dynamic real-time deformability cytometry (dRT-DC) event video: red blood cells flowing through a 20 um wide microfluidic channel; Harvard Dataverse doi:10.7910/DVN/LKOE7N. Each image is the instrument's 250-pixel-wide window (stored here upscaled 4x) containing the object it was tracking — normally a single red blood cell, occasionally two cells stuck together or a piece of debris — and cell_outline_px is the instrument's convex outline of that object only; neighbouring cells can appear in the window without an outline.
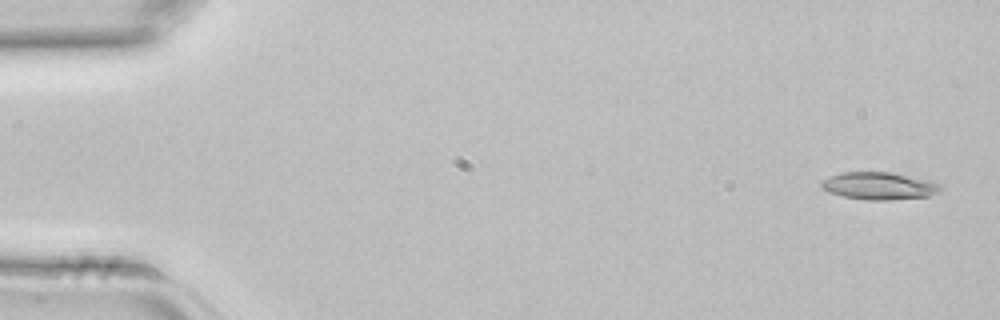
{"species": "common noctule bat (a hibernating species)", "species_latin": "Nyctalus noctula", "temperature_condition": "room temperature", "stored_images_in_passage": 42, "camera_frame_rate_fps": 3000, "um_per_image_px": 0.085, "animal": {"sex": "female", "body_mass_g": 22.7, "forearm_length_mm": 54.2}, "frame": {"image": 1, "passage_image": 1, "time_ms": 0.0, "image_size_px": [1000, 320], "cell_outline_px": [[940, 192], [928, 196], [888, 200], [868, 200], [844, 196], [828, 192], [820, 188], [820, 180], [840, 172], [892, 172], [932, 180], [940, 184]], "centroid_in_image_um": [74.71, 15.79], "position_along_channel_um": 10.3, "area_um2": 19.25}}
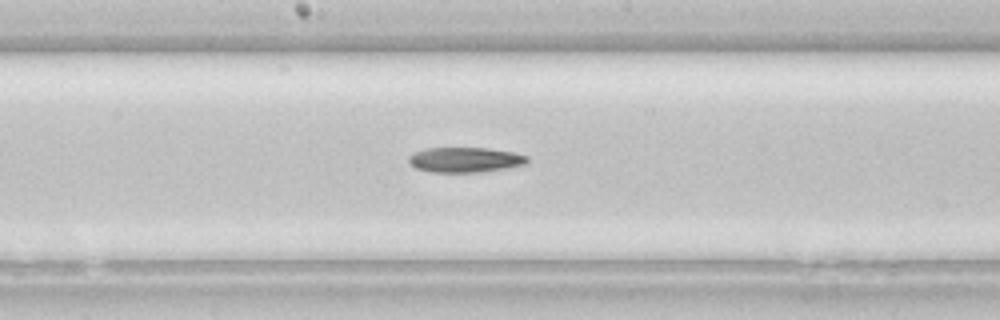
{"frame": {"image": 2, "passage_image": 22, "time_ms": 7.0, "image_size_px": [1000, 320], "cell_outline_px": [[528, 164], [480, 172], [432, 172], [416, 168], [408, 160], [408, 156], [416, 152], [428, 148], [488, 148], [512, 152], [528, 156]], "centroid_in_image_um": [39.56, 13.58], "position_along_channel_um": 208.6, "area_um2": 17.17}}
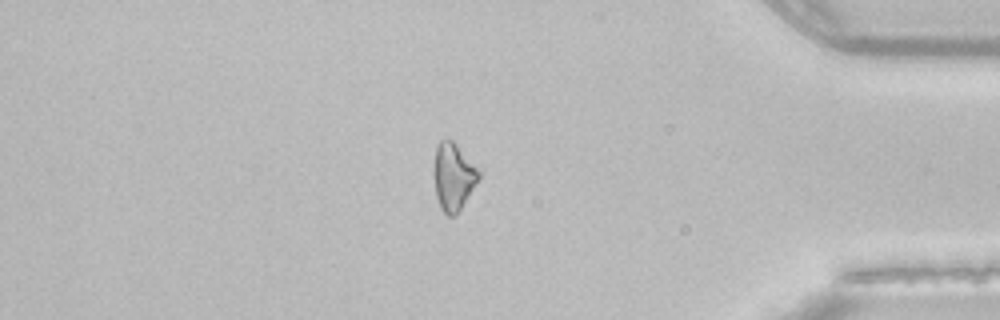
{"frame": {"image": 3, "passage_image": 36, "time_ms": 11.667, "image_size_px": [1000, 320], "cell_outline_px": [[480, 176], [456, 216], [448, 216], [440, 208], [436, 196], [436, 148], [440, 140], [452, 140], [456, 144], [480, 172]], "centroid_in_image_um": [38.55, 15.05], "position_along_channel_um": 396.7, "area_um2": 16.76}}